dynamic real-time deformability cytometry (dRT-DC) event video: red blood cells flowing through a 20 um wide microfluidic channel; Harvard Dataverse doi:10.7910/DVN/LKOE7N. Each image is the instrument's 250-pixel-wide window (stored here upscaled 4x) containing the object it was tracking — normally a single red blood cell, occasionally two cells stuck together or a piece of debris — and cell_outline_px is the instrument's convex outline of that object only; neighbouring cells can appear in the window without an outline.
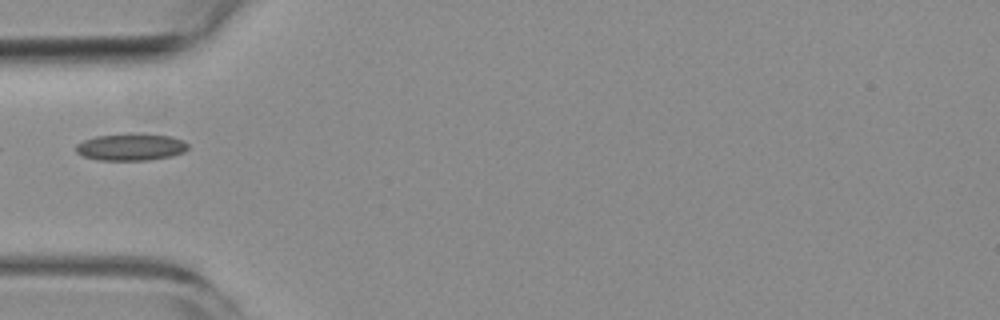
{"species": "common noctule bat (a hibernating species)", "species_latin": "Nyctalus noctula", "temperature_condition": "room temperature", "stored_images_in_passage": 1, "camera_frame_rate_fps": 3000, "um_per_image_px": 0.085, "animal": {"sex": "female", "body_mass_g": 19.3, "forearm_length_mm": 54.1}, "frame": {"image": 1, "passage_image": 1, "time_ms": 0.0, "image_size_px": [1000, 320], "cell_outline_px": [[188, 148], [184, 152], [172, 156], [148, 160], [100, 160], [84, 156], [76, 152], [76, 144], [84, 140], [96, 136], [172, 136], [184, 140], [188, 144]], "centroid_in_image_um": [11.14, 12.54], "position_along_channel_um": 73.9, "area_um2": 16.82}}